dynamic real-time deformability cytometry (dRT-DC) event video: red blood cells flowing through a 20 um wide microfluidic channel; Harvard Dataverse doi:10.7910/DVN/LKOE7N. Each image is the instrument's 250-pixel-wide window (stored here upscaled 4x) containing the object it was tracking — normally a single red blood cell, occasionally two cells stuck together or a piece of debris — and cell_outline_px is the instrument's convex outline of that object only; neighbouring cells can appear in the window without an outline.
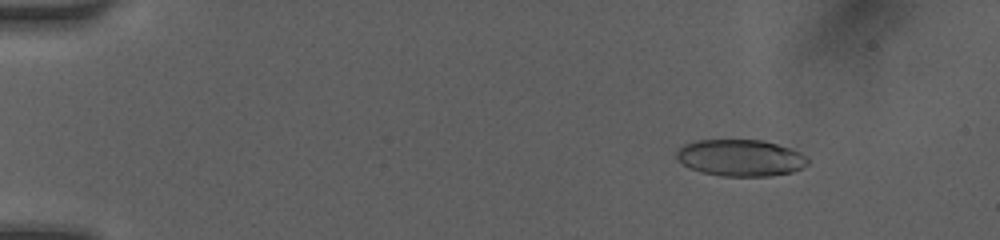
{"species": "human", "species_latin": "Homo sapiens", "temperature_condition": "room temperature", "stored_images_in_passage": 74, "camera_frame_rate_fps": 3000, "um_per_image_px": 0.085, "donor": {"sex": "female"}, "frame": {"image": 1, "passage_image": 8, "time_ms": 2.0, "image_size_px": [1000, 240], "cell_outline_px": [[808, 164], [792, 172], [768, 176], [720, 176], [700, 172], [688, 168], [676, 160], [676, 152], [684, 144], [696, 140], [764, 140], [792, 148], [800, 152], [808, 160]], "centroid_in_image_um": [62.91, 13.41], "position_along_channel_um": 22.1, "area_um2": 28.26}}
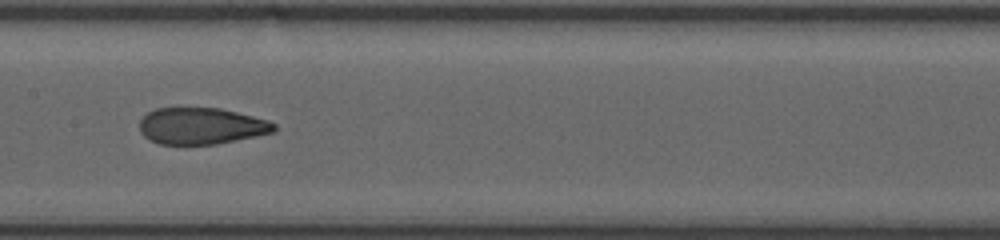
{"frame": {"image": 2, "passage_image": 33, "time_ms": 8.667, "image_size_px": [1000, 240], "cell_outline_px": [[276, 128], [272, 132], [256, 136], [216, 144], [184, 148], [160, 144], [148, 140], [140, 132], [140, 120], [148, 112], [156, 108], [220, 108], [268, 120], [276, 124]], "centroid_in_image_um": [17.05, 10.76], "position_along_channel_um": 190.3, "area_um2": 29.36}}
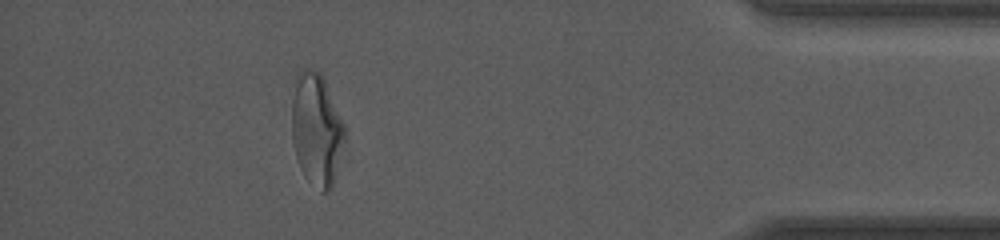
{"frame": {"image": 3, "passage_image": 65, "time_ms": 15.0, "image_size_px": [1000, 240], "cell_outline_px": [[344, 136], [332, 188], [328, 192], [320, 192], [304, 176], [300, 168], [296, 156], [292, 140], [292, 100], [296, 72], [320, 72], [324, 80], [344, 124]], "centroid_in_image_um": [26.87, 11.05], "position_along_channel_um": 408.3, "area_um2": 33.93}, "authors_computed_cell_mechanics": {"area_um2": 30.2872, "velocity_mm_per_s": 4.1256, "shape_relaxation_time_tau1_ms": 8.8655, "shape_relaxation_time_tau2_ms": 1.3719, "deformation_change_tau1": 0.2587, "deformation_change_tau2": 0.0802}}